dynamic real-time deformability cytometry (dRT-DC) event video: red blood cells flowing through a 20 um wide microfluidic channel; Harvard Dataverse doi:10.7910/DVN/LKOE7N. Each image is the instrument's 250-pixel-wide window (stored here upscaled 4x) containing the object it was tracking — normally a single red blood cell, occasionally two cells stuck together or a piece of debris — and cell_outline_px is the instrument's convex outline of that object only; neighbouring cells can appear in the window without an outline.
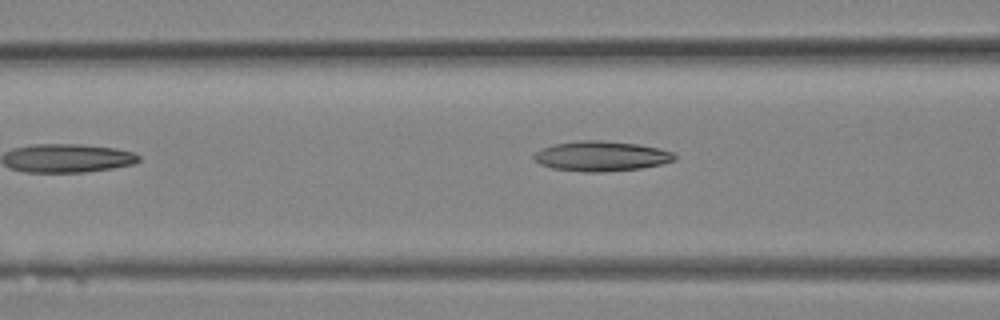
{"species": "Egyptian fruit bat (a non-hibernating species)", "species_latin": "Rousettus aegyptiacus", "temperature_condition": "room temperature", "stored_images_in_passage": 11, "camera_frame_rate_fps": 3000, "um_per_image_px": 0.085, "animal": {"sex": "female"}, "frame": {"image": 1, "passage_image": 11, "time_ms": 3.333, "image_size_px": [1000, 320], "cell_outline_px": [[676, 160], [660, 164], [640, 168], [600, 172], [584, 172], [552, 168], [540, 164], [532, 156], [536, 152], [544, 148], [556, 144], [580, 140], [600, 140], [640, 144], [660, 148], [676, 152]], "centroid_in_image_um": [51.16, 13.27], "position_along_channel_um": 115.4, "area_um2": 24.57}}